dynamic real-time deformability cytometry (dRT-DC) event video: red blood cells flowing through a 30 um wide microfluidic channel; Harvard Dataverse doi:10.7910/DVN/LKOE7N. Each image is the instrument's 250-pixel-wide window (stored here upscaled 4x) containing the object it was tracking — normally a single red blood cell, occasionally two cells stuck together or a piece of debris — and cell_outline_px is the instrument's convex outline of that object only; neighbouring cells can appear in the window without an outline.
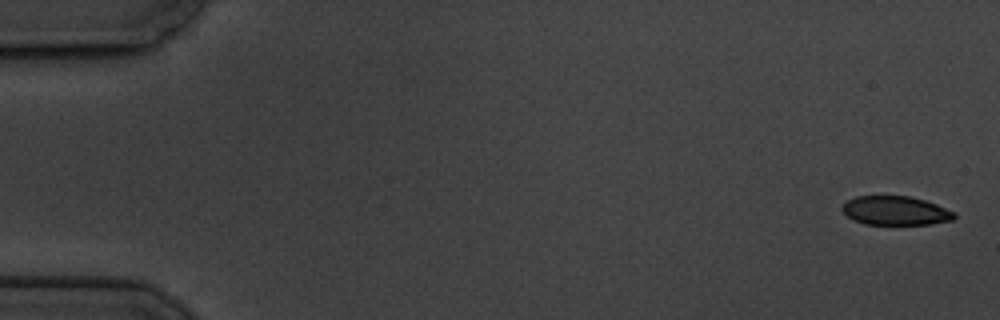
{"species": "common noctule bat (a hibernating species)", "species_latin": "Nyctalus noctula", "temperature_condition": "cold", "stored_images_in_passage": 7, "camera_frame_rate_fps": 3000, "um_per_image_px": 0.085, "animal": {"sex": "male", "body_mass_g": 19.5, "forearm_length_mm": 54.6}, "frame": {"image": 1, "passage_image": 1, "time_ms": 0.0, "image_size_px": [1000, 320], "cell_outline_px": [[956, 216], [952, 220], [928, 224], [864, 224], [852, 220], [840, 208], [848, 200], [856, 196], [908, 196], [924, 200], [936, 204], [956, 212]], "centroid_in_image_um": [76.11, 17.91], "position_along_channel_um": 8.9, "area_um2": 18.84}}
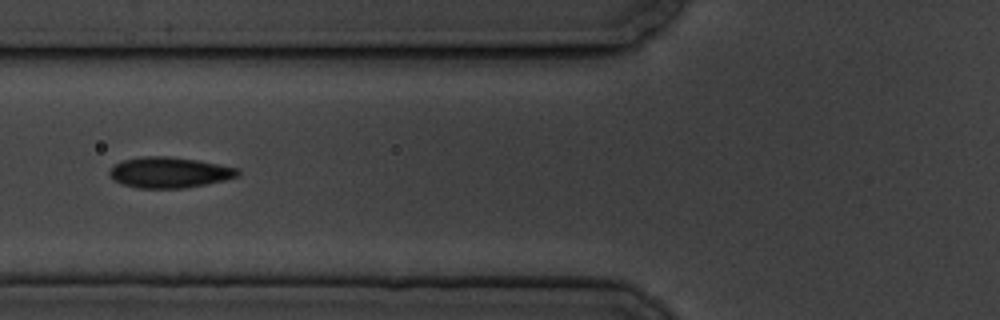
{"frame": {"image": 2, "passage_image": 7, "time_ms": 7.0, "image_size_px": [1000, 320], "cell_outline_px": [[240, 176], [224, 180], [184, 188], [136, 188], [120, 184], [112, 180], [108, 176], [108, 172], [112, 164], [124, 160], [144, 156], [168, 156], [200, 160], [240, 168]], "centroid_in_image_um": [14.37, 14.65], "position_along_channel_um": 111.4, "area_um2": 23.41}}